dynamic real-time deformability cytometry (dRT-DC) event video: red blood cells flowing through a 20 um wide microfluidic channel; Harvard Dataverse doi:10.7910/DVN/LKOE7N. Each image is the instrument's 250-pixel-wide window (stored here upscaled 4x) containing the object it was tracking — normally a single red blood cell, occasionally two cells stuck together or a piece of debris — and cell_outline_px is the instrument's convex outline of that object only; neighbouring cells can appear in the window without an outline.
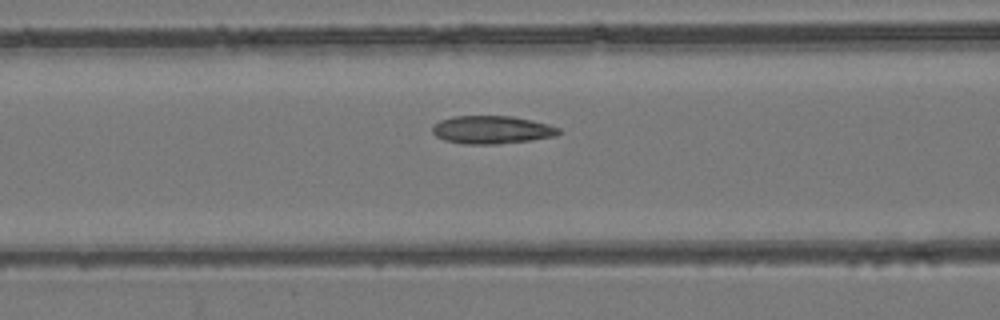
{"species": "common noctule bat (a hibernating species)", "species_latin": "Nyctalus noctula", "temperature_condition": "room temperature", "stored_images_in_passage": 49, "camera_frame_rate_fps": 3000, "um_per_image_px": 0.085, "animal": {"sex": "female", "body_mass_g": 24.6, "forearm_length_mm": 56.2}, "frame": {"image": 1, "passage_image": 18, "time_ms": 5.667, "image_size_px": [1000, 320], "cell_outline_px": [[560, 132], [556, 136], [532, 140], [500, 144], [464, 144], [444, 140], [436, 136], [432, 132], [432, 124], [440, 120], [452, 116], [512, 116], [532, 120], [548, 124], [560, 128]], "centroid_in_image_um": [41.79, 11.03], "position_along_channel_um": 124.8, "area_um2": 20.81}}
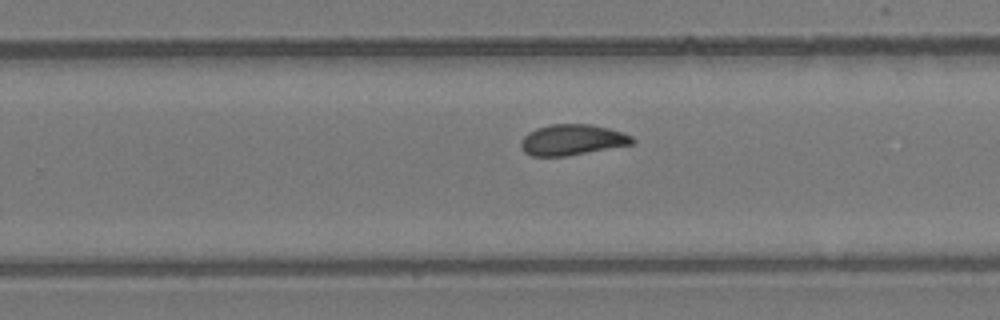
{"frame": {"image": 2, "passage_image": 30, "time_ms": 9.667, "image_size_px": [1000, 320], "cell_outline_px": [[636, 144], [568, 156], [532, 156], [524, 152], [520, 144], [520, 140], [528, 132], [536, 128], [552, 124], [592, 124], [608, 128], [632, 136], [636, 140]], "centroid_in_image_um": [48.66, 11.89], "position_along_channel_um": 281.1, "area_um2": 20.23}}
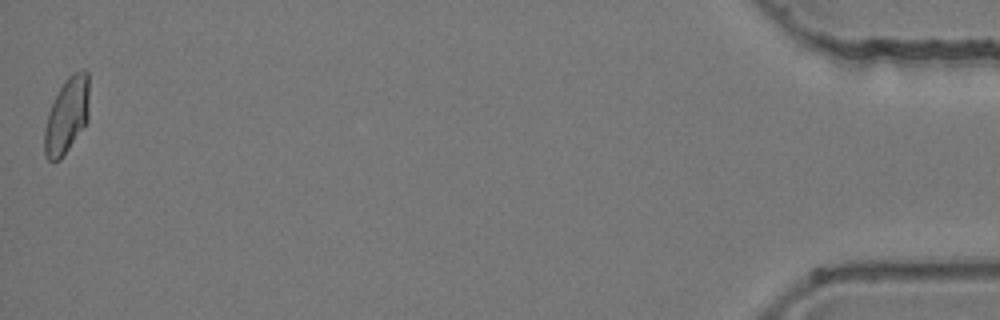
{"frame": {"image": 3, "passage_image": 49, "time_ms": 16.0, "image_size_px": [1000, 320], "cell_outline_px": [[88, 120], [64, 156], [60, 160], [48, 160], [44, 156], [44, 128], [48, 112], [64, 80], [68, 76], [80, 68], [84, 68], [88, 72]], "centroid_in_image_um": [5.67, 9.81], "position_along_channel_um": 429.5, "area_um2": 19.88}, "authors_computed_cell_mechanics": {"area_um2": 20.1144, "velocity_mm_per_s": 3.9201, "shape_relaxation_time_tau1_ms": 9.037, "shape_relaxation_time_tau2_ms": 1.5777, "deformation_change_tau1": 0.205, "deformation_change_tau2": 0.0437}}